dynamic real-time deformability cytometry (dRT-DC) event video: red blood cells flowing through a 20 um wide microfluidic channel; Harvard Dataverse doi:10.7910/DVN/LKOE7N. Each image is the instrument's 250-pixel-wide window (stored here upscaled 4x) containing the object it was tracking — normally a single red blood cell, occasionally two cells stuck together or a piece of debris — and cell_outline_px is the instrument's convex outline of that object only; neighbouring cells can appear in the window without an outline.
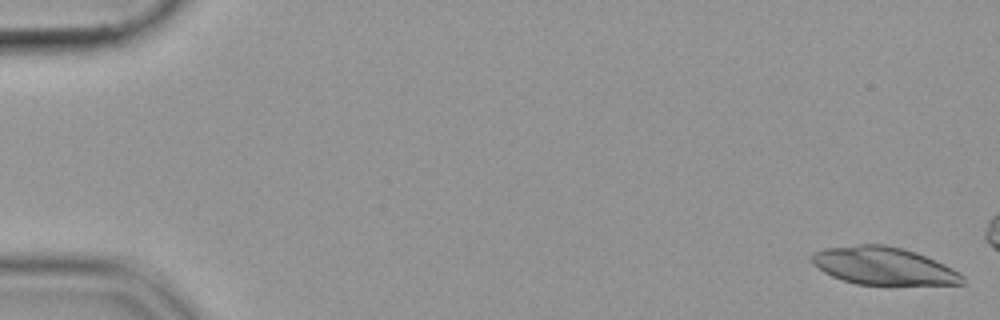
{"species": "common noctule bat (a hibernating species)", "species_latin": "Nyctalus noctula", "temperature_condition": "cold", "stored_images_in_passage": 15, "camera_frame_rate_fps": 3000, "um_per_image_px": 0.085, "animal": {"sex": "female", "body_mass_g": 19.9}, "frame": {"image": 1, "passage_image": 1, "time_ms": 0.0, "image_size_px": [1000, 320], "cell_outline_px": [[964, 284], [856, 284], [832, 276], [824, 272], [812, 264], [808, 260], [808, 256], [816, 252], [828, 248], [860, 244], [884, 244], [916, 252], [944, 264], [960, 272], [964, 276]], "centroid_in_image_um": [75.07, 22.6], "position_along_channel_um": 9.9, "area_um2": 32.83}}